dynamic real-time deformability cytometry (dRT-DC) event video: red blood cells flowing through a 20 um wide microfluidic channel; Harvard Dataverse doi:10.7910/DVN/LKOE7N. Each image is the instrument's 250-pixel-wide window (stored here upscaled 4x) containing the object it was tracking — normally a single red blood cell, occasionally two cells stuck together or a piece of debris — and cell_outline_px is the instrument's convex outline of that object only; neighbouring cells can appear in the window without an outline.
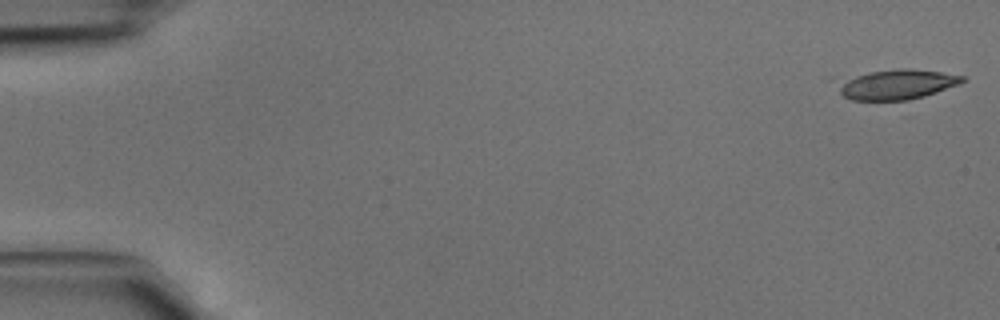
{"species": "common noctule bat (a hibernating species)", "species_latin": "Nyctalus noctula", "temperature_condition": "cold", "stored_images_in_passage": 10, "camera_frame_rate_fps": 3000, "um_per_image_px": 0.085, "animal": {"sex": "male", "body_mass_g": 15.6}, "frame": {"image": 1, "passage_image": 1, "time_ms": 0.0, "image_size_px": [1000, 320], "cell_outline_px": [[968, 80], [960, 84], [924, 96], [908, 100], [852, 100], [844, 96], [840, 92], [840, 80], [868, 72], [900, 68], [908, 68], [940, 72], [964, 76]], "centroid_in_image_um": [76.28, 7.17], "position_along_channel_um": 8.7, "area_um2": 21.56}}